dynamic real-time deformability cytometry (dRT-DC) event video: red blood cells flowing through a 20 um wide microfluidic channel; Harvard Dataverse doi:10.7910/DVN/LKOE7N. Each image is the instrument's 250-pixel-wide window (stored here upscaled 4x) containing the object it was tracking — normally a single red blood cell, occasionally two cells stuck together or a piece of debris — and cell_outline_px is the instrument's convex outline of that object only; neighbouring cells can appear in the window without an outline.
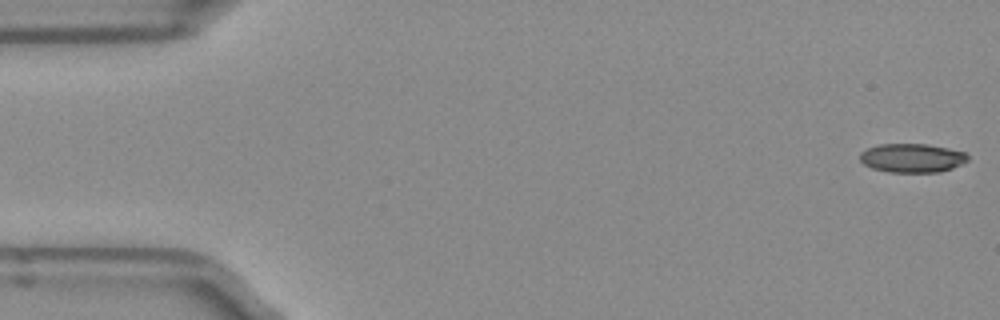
{"species": "Egyptian fruit bat (a non-hibernating species)", "species_latin": "Rousettus aegyptiacus", "temperature_condition": "room temperature", "stored_images_in_passage": 51, "camera_frame_rate_fps": 3000, "um_per_image_px": 0.085, "frame": {"image": 1, "passage_image": 1, "time_ms": 0.0, "image_size_px": [1000, 320], "cell_outline_px": [[968, 160], [952, 168], [940, 172], [888, 172], [872, 168], [864, 164], [860, 160], [860, 152], [868, 148], [880, 144], [924, 144], [948, 148], [964, 152], [968, 156]], "centroid_in_image_um": [77.51, 13.43], "position_along_channel_um": 7.5, "area_um2": 18.03}}
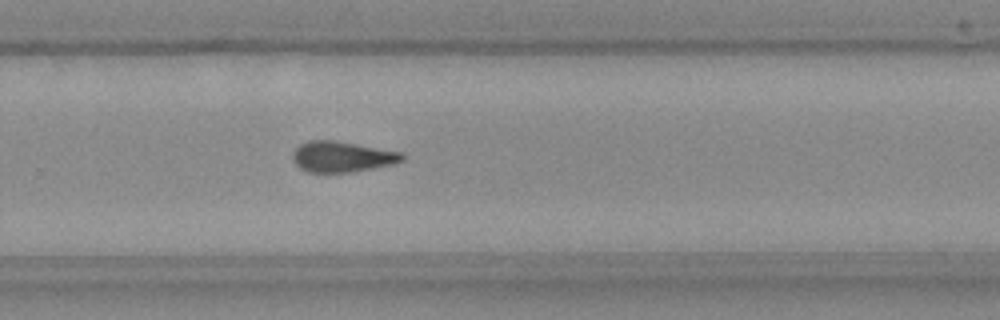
{"frame": {"image": 2, "passage_image": 33, "time_ms": 10.667, "image_size_px": [1000, 320], "cell_outline_px": [[404, 160], [396, 164], [352, 172], [308, 172], [300, 168], [292, 160], [292, 152], [300, 144], [308, 140], [332, 140], [404, 152]], "centroid_in_image_um": [29.09, 13.32], "position_along_channel_um": 300.7, "area_um2": 19.77}}
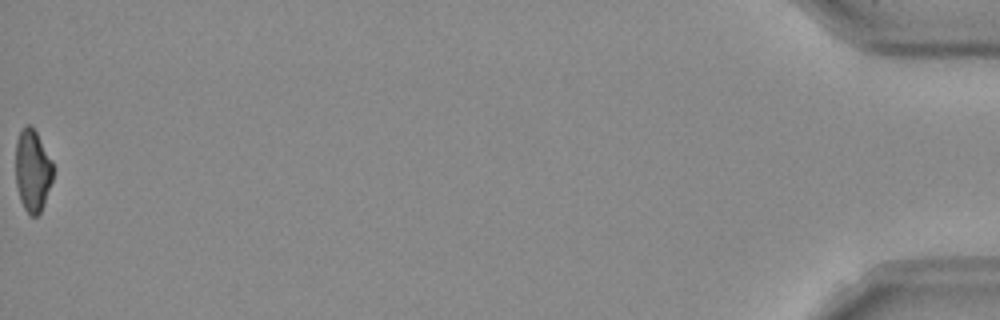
{"frame": {"image": 3, "passage_image": 51, "time_ms": 16.667, "image_size_px": [1000, 320], "cell_outline_px": [[52, 180], [44, 204], [40, 212], [36, 216], [32, 216], [24, 208], [20, 200], [16, 184], [16, 140], [24, 124], [28, 124], [36, 132], [52, 164]], "centroid_in_image_um": [2.74, 14.51], "position_along_channel_um": 432.5, "area_um2": 17.51}, "authors_computed_cell_mechanics": {"area_um2": 19.363, "velocity_mm_per_s": 3.9766, "shape_relaxation_time_tau1_ms": 11.2713, "shape_relaxation_time_tau2_ms": 4.4029, "deformation_change_tau1": 0.2322, "deformation_change_tau2": 0.1356}}